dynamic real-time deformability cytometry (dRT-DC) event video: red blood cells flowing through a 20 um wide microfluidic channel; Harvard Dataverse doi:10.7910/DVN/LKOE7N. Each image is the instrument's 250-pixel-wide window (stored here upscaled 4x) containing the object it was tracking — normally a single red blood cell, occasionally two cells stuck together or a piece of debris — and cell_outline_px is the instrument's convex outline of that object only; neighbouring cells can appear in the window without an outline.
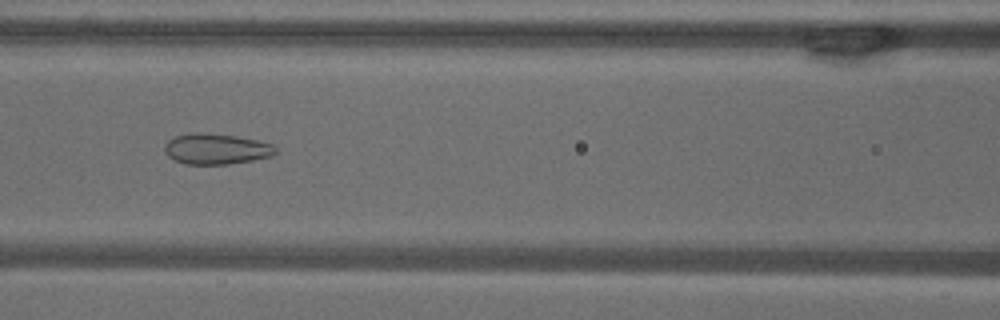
{"species": "common noctule bat (a hibernating species)", "species_latin": "Nyctalus noctula", "temperature_condition": "warm", "stored_images_in_passage": 54, "camera_frame_rate_fps": 3000, "um_per_image_px": 0.085, "animal": {"sex": "male", "body_mass_g": 18.8}, "frame": {"image": 1, "passage_image": 24, "time_ms": 7.667, "image_size_px": [1000, 320], "cell_outline_px": [[276, 152], [272, 156], [252, 160], [228, 164], [184, 164], [168, 156], [164, 152], [164, 144], [168, 140], [176, 136], [192, 132], [200, 132], [236, 136], [260, 140], [272, 144], [276, 148]], "centroid_in_image_um": [18.37, 12.65], "position_along_channel_um": 148.2, "area_um2": 19.94}}
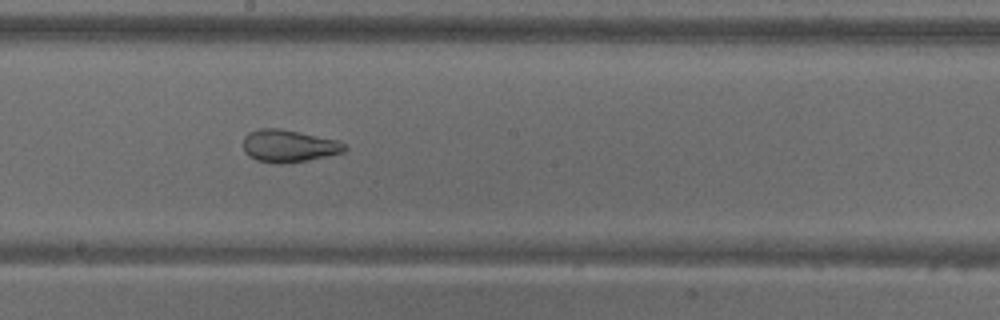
{"frame": {"image": 2, "passage_image": 30, "time_ms": 9.667, "image_size_px": [1000, 320], "cell_outline_px": [[348, 148], [344, 152], [308, 160], [280, 164], [276, 164], [256, 160], [248, 156], [244, 152], [244, 136], [248, 132], [260, 128], [280, 128], [300, 132], [336, 140], [344, 144]], "centroid_in_image_um": [24.51, 12.41], "position_along_channel_um": 223.7, "area_um2": 19.19}}
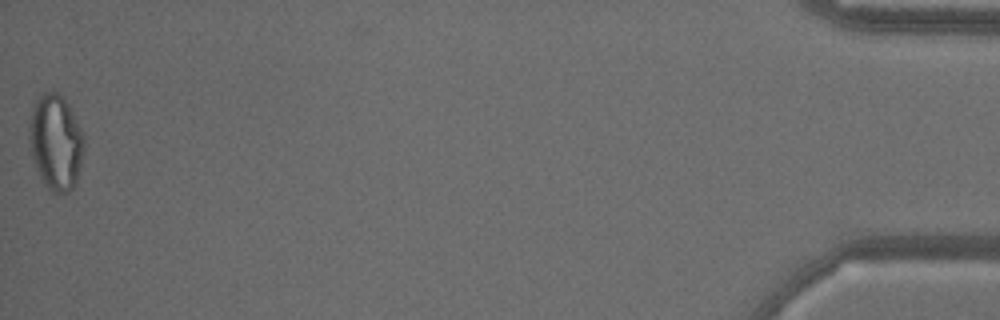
{"frame": {"image": 3, "passage_image": 54, "time_ms": 17.667, "image_size_px": [1000, 320], "cell_outline_px": [[84, 148], [76, 180], [72, 188], [68, 192], [60, 196], [52, 192], [44, 184], [36, 168], [32, 156], [28, 136], [28, 128], [32, 108], [36, 100], [44, 92], [56, 92], [68, 104], [84, 136]], "centroid_in_image_um": [4.72, 12.12], "position_along_channel_um": 430.5, "area_um2": 30.35}, "authors_computed_cell_mechanics": {"area_um2": 25.8944, "velocity_mm_per_s": 3.7837, "shape_relaxation_time_tau1_ms": null, "shape_relaxation_time_tau2_ms": 1.6306, "deformation_change_tau1": null, "deformation_change_tau2": 0.0906}}